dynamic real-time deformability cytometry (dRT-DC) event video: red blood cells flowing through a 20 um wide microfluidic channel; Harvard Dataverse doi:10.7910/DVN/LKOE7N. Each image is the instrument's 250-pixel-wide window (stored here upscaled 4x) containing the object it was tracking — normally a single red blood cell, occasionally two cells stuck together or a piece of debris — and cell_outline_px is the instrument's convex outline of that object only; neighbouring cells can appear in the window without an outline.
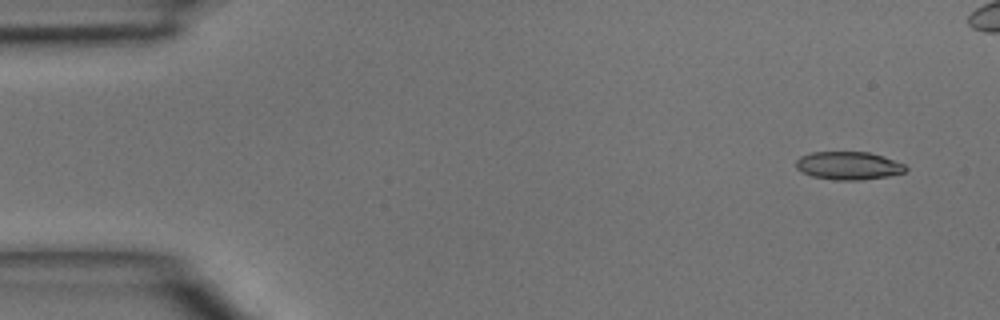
{"species": "common noctule bat (a hibernating species)", "species_latin": "Nyctalus noctula", "temperature_condition": "room temperature", "stored_images_in_passage": 4, "camera_frame_rate_fps": 3000, "um_per_image_px": 0.085, "animal": {"sex": "male", "body_mass_g": 15.6}, "frame": {"image": 1, "passage_image": 1, "time_ms": 0.0, "image_size_px": [1000, 320], "cell_outline_px": [[908, 168], [904, 172], [888, 176], [860, 180], [832, 180], [812, 176], [796, 168], [796, 160], [800, 156], [812, 152], [868, 152], [904, 164]], "centroid_in_image_um": [72.09, 14.08], "position_along_channel_um": 12.9, "area_um2": 17.74}}